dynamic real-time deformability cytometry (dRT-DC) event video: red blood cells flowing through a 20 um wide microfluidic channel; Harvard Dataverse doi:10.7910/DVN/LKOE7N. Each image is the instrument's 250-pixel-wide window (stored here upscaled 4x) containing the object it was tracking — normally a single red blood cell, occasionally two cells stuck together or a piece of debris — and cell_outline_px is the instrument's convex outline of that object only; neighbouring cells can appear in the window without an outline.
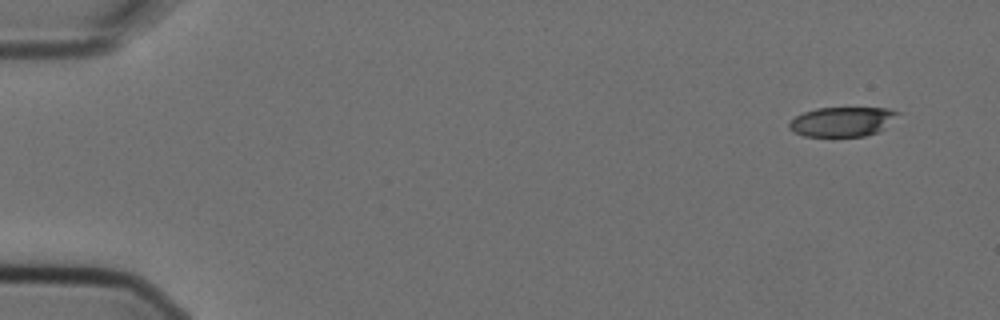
{"species": "Egyptian fruit bat (a non-hibernating species)", "species_latin": "Rousettus aegyptiacus", "temperature_condition": "cold", "stored_images_in_passage": 5, "camera_frame_rate_fps": 3000, "um_per_image_px": 0.085, "animal": {"sex": "female"}, "frame": {"image": 1, "passage_image": 1, "time_ms": 0.0, "image_size_px": [1000, 320], "cell_outline_px": [[904, 112], [884, 128], [876, 132], [864, 136], [804, 136], [792, 132], [788, 128], [788, 124], [796, 116], [804, 112], [816, 108], [888, 108]], "centroid_in_image_um": [71.62, 10.33], "position_along_channel_um": 13.4, "area_um2": 18.84}}
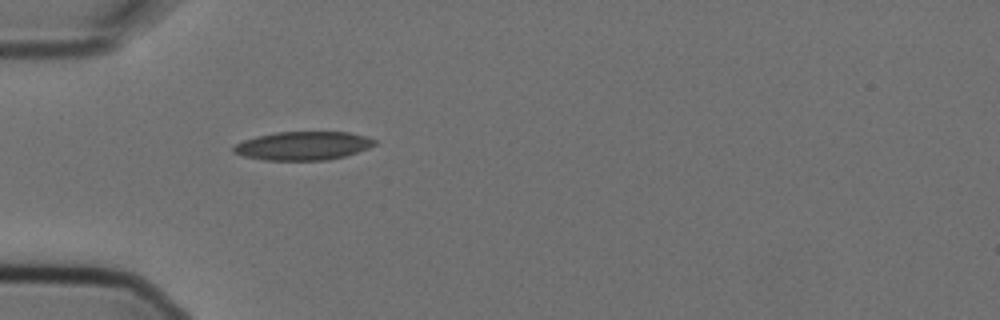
{"frame": {"image": 2, "passage_image": 5, "time_ms": 1.333, "image_size_px": [1000, 320], "cell_outline_px": [[376, 144], [368, 148], [344, 156], [328, 160], [264, 160], [244, 156], [232, 152], [232, 148], [236, 144], [244, 140], [256, 136], [276, 132], [348, 132], [364, 136], [376, 140]], "centroid_in_image_um": [25.73, 12.39], "position_along_channel_um": 59.3, "area_um2": 23.35}}